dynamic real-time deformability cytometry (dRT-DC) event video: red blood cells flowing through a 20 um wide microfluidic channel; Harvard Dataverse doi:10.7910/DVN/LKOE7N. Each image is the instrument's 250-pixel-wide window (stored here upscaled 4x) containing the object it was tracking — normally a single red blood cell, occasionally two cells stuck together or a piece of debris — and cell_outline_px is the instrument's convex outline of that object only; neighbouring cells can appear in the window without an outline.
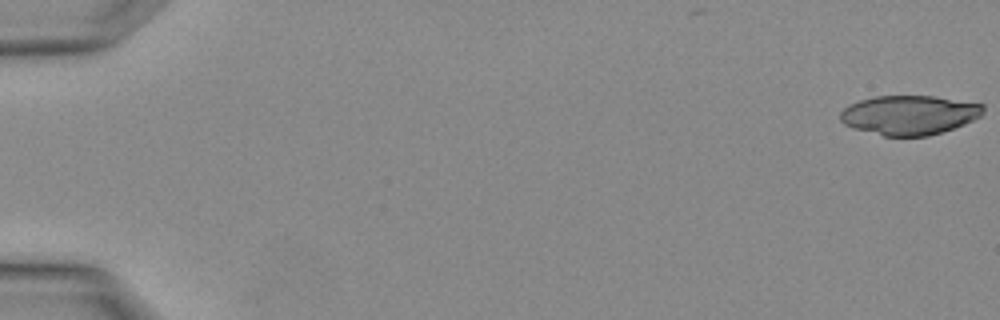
{"species": "Egyptian fruit bat (a non-hibernating species)", "species_latin": "Rousettus aegyptiacus", "temperature_condition": "warm", "stored_images_in_passage": 4, "camera_frame_rate_fps": 3000, "um_per_image_px": 0.085, "animal": {"sex": "female"}, "frame": {"image": 1, "passage_image": 1, "time_ms": 0.0, "image_size_px": [1000, 320], "cell_outline_px": [[984, 112], [980, 116], [964, 124], [928, 136], [884, 136], [856, 128], [844, 124], [840, 120], [840, 112], [848, 104], [860, 100], [876, 96], [932, 96], [984, 104]], "centroid_in_image_um": [77.28, 9.77], "position_along_channel_um": 7.7, "area_um2": 32.54}}